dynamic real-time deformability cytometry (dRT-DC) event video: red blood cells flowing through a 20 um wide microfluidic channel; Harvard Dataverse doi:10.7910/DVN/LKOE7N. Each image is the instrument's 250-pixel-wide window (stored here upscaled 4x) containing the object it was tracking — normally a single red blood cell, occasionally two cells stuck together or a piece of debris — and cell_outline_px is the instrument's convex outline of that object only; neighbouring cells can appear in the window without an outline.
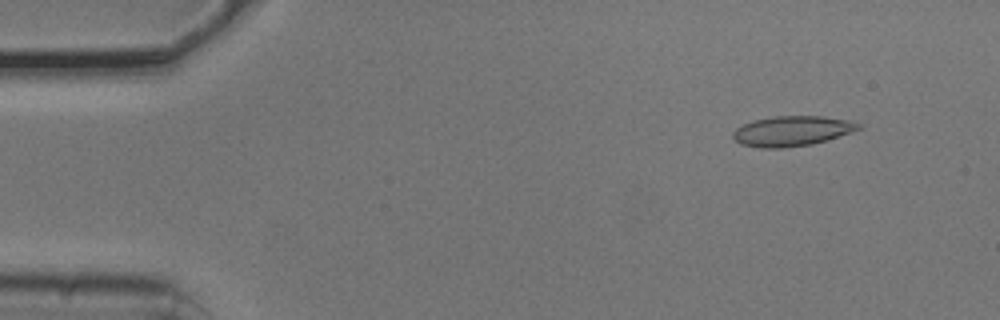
{"species": "common noctule bat (a hibernating species)", "species_latin": "Nyctalus noctula", "temperature_condition": "cold", "stored_images_in_passage": 9, "camera_frame_rate_fps": 3000, "um_per_image_px": 0.085, "animal": {"sex": "male", "body_mass_g": 20.5, "forearm_length_mm": 52.5}, "frame": {"image": 1, "passage_image": 2, "time_ms": 0.333, "image_size_px": [1000, 320], "cell_outline_px": [[864, 124], [860, 128], [852, 132], [828, 140], [812, 144], [780, 148], [760, 148], [740, 144], [732, 136], [732, 132], [736, 128], [752, 120], [776, 116], [824, 116], [848, 120]], "centroid_in_image_um": [67.33, 11.13], "position_along_channel_um": 17.7, "area_um2": 22.14}}
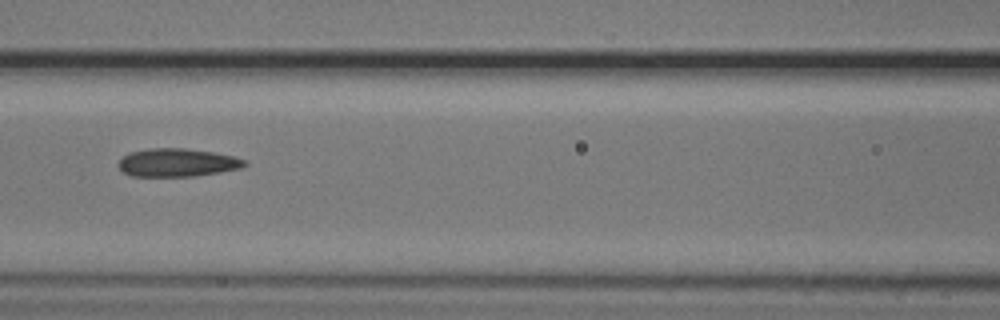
{"frame": {"image": 2, "passage_image": 7, "time_ms": 2.0, "image_size_px": [1000, 320], "cell_outline_px": [[248, 164], [240, 168], [220, 172], [196, 176], [132, 176], [124, 172], [116, 164], [128, 152], [148, 148], [184, 148], [212, 152], [232, 156], [248, 160]], "centroid_in_image_um": [15.07, 13.81], "position_along_channel_um": 151.5, "area_um2": 20.75}}
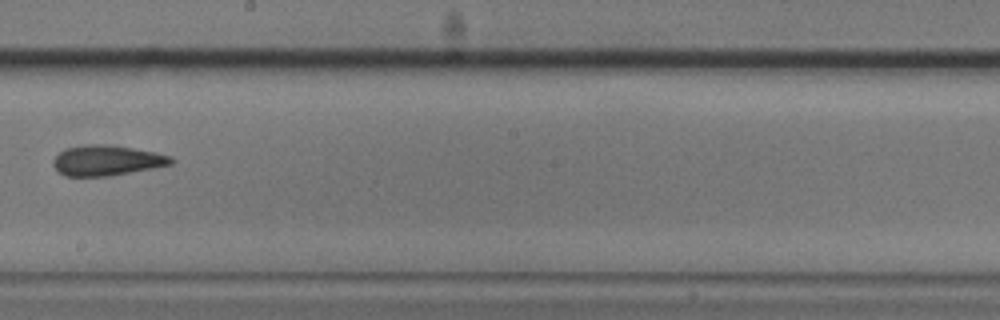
{"frame": {"image": 3, "passage_image": 9, "time_ms": 2.667, "image_size_px": [1000, 320], "cell_outline_px": [[176, 160], [172, 164], [152, 168], [108, 176], [64, 176], [56, 172], [52, 164], [52, 160], [60, 152], [68, 148], [88, 144], [108, 144], [156, 152], [172, 156]], "centroid_in_image_um": [9.07, 13.64], "position_along_channel_um": 239.1, "area_um2": 20.92}}